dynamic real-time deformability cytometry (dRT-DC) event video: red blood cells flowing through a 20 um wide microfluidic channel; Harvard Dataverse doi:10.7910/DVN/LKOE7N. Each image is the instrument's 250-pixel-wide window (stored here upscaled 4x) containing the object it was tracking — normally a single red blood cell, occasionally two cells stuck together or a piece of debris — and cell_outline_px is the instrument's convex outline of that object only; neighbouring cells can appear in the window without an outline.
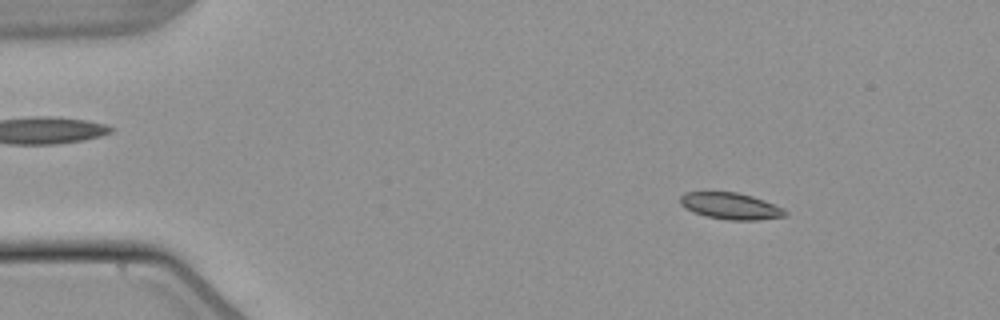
{"species": "common noctule bat (a hibernating species)", "species_latin": "Nyctalus noctula", "temperature_condition": "warm", "stored_images_in_passage": 47, "camera_frame_rate_fps": 3000, "um_per_image_px": 0.085, "animal": {"sex": "male", "body_mass_g": 21.5, "forearm_length_mm": 52.0}, "frame": {"image": 1, "passage_image": 1, "time_ms": 0.0, "image_size_px": [1000, 320], "cell_outline_px": [[788, 212], [784, 216], [756, 220], [728, 220], [708, 216], [692, 212], [680, 204], [680, 196], [684, 192], [704, 188], [736, 192], [752, 196], [764, 200], [784, 208]], "centroid_in_image_um": [62.01, 17.45], "position_along_channel_um": 23.0, "area_um2": 16.94}}
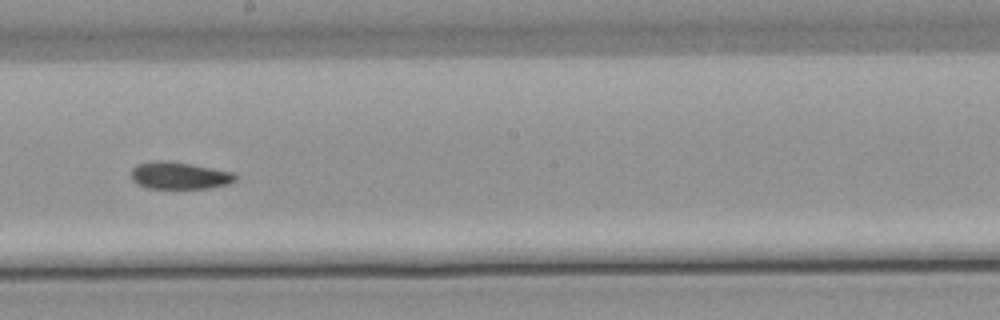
{"frame": {"image": 2, "passage_image": 24, "time_ms": 7.667, "image_size_px": [1000, 320], "cell_outline_px": [[236, 180], [228, 184], [208, 188], [148, 188], [136, 184], [132, 180], [132, 168], [136, 164], [160, 160], [168, 160], [192, 164], [232, 172], [236, 176]], "centroid_in_image_um": [15.22, 14.92], "position_along_channel_um": 233.0, "area_um2": 16.47}}
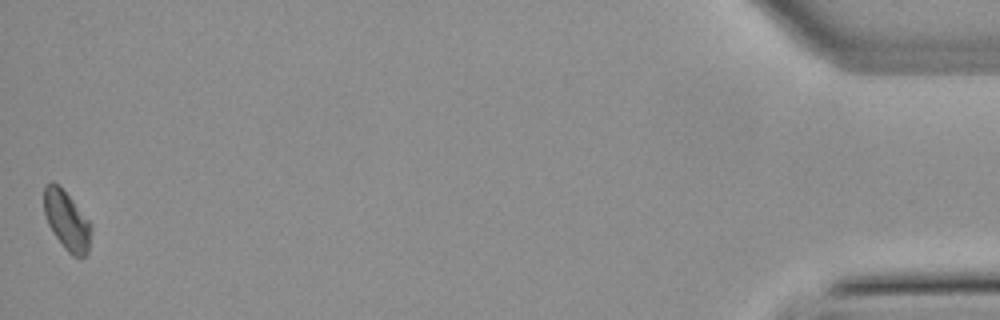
{"frame": {"image": 3, "passage_image": 47, "time_ms": 15.333, "image_size_px": [1000, 320], "cell_outline_px": [[92, 228], [88, 252], [84, 256], [72, 256], [64, 248], [48, 224], [44, 212], [44, 188], [48, 184], [56, 184], [72, 200], [92, 224]], "centroid_in_image_um": [5.7, 18.8], "position_along_channel_um": 429.5, "area_um2": 15.78}, "authors_computed_cell_mechanics": {"area_um2": 16.473, "velocity_mm_per_s": 3.8315, "shape_relaxation_time_tau1_ms": null, "shape_relaxation_time_tau2_ms": 9.6412, "deformation_change_tau1": null, "deformation_change_tau2": 0.1227}}